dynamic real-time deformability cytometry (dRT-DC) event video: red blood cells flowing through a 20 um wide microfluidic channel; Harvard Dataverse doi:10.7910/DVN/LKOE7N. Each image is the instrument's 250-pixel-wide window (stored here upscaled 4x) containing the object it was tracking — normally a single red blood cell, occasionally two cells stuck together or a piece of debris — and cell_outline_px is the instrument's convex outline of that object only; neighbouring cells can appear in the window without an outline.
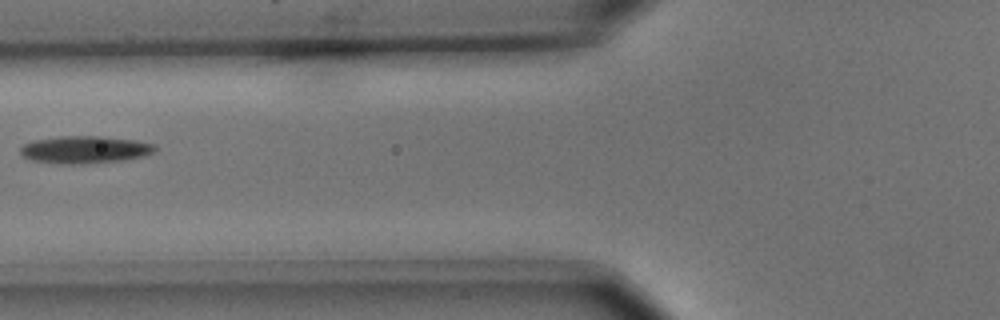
{"species": "common noctule bat (a hibernating species)", "species_latin": "Nyctalus noctula", "temperature_condition": "cold", "stored_images_in_passage": 6, "camera_frame_rate_fps": 3000, "um_per_image_px": 0.085, "animal": {"sex": "male", "body_mass_g": 15.6}, "frame": {"image": 1, "passage_image": 6, "time_ms": 1.667, "image_size_px": [1000, 320], "cell_outline_px": [[156, 148], [152, 152], [144, 156], [124, 160], [84, 164], [60, 164], [28, 160], [20, 152], [20, 148], [24, 144], [32, 140], [60, 136], [100, 136], [136, 140], [156, 144]], "centroid_in_image_um": [7.19, 12.72], "position_along_channel_um": 118.6, "area_um2": 21.73}}